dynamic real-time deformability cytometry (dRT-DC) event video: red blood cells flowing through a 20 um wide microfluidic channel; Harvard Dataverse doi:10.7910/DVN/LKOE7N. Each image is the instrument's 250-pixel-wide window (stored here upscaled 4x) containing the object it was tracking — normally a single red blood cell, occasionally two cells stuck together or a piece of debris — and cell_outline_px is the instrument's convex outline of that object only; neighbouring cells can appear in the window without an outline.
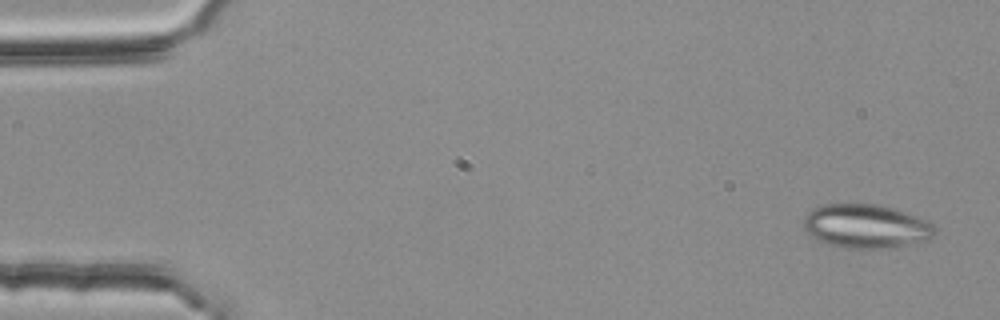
{"species": "common noctule bat (a hibernating species)", "species_latin": "Nyctalus noctula", "temperature_condition": "room temperature", "stored_images_in_passage": 4, "camera_frame_rate_fps": 3000, "um_per_image_px": 0.085, "animal": {"sex": "female", "body_mass_g": 25.1}, "frame": {"image": 1, "passage_image": 1, "time_ms": 0.0, "image_size_px": [1000, 320], "cell_outline_px": [[936, 232], [928, 240], [888, 248], [836, 248], [816, 240], [804, 228], [804, 216], [812, 208], [824, 204], [880, 204], [916, 216], [932, 224], [936, 228]], "centroid_in_image_um": [73.57, 19.24], "position_along_channel_um": 11.4, "area_um2": 33.64}}